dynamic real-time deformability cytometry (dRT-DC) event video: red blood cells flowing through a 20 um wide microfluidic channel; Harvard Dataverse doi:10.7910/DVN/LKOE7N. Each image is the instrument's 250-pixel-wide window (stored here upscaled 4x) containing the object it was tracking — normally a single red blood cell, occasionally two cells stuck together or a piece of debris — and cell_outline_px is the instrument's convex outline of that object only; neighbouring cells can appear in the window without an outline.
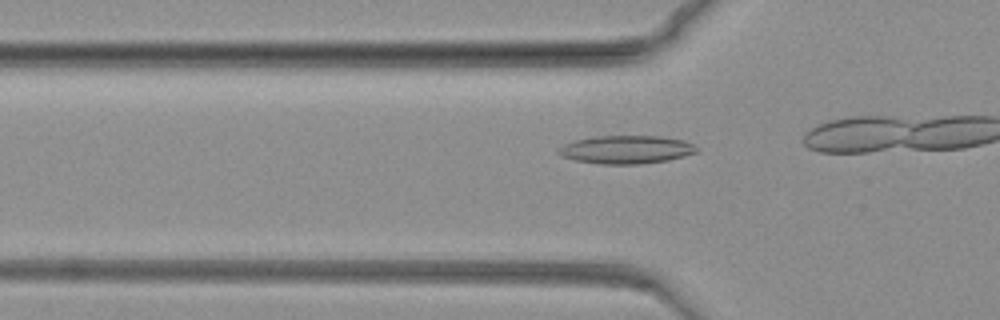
{"species": "common noctule bat (a hibernating species)", "species_latin": "Nyctalus noctula", "temperature_condition": "warm", "stored_images_in_passage": 10, "camera_frame_rate_fps": 3000, "um_per_image_px": 0.085, "animal": {"sex": "female", "body_mass_g": 19.3, "forearm_length_mm": 54.1}, "frame": {"image": 1, "passage_image": 2, "time_ms": 0.333, "image_size_px": [1000, 320], "cell_outline_px": [[700, 148], [696, 152], [684, 156], [668, 160], [640, 164], [600, 164], [576, 160], [560, 156], [556, 152], [556, 148], [564, 144], [576, 140], [600, 136], [660, 136], [684, 140]], "centroid_in_image_um": [53.22, 12.72], "position_along_channel_um": 72.6, "area_um2": 22.72}}
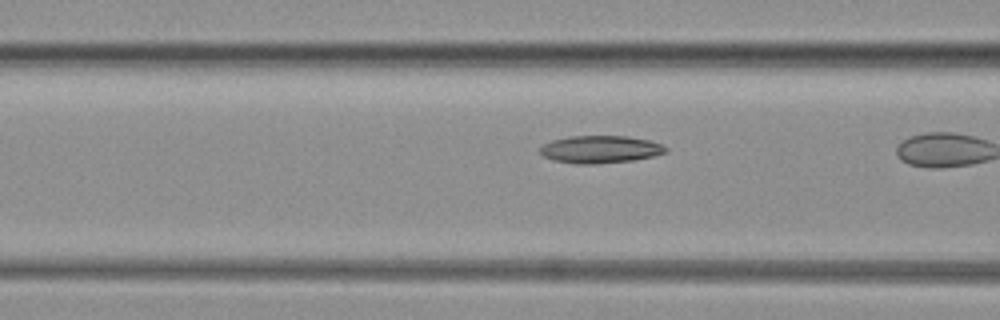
{"frame": {"image": 2, "passage_image": 7, "time_ms": 2.0, "image_size_px": [1000, 320], "cell_outline_px": [[668, 152], [652, 156], [632, 160], [596, 164], [576, 164], [552, 160], [544, 156], [540, 152], [540, 148], [544, 144], [552, 140], [568, 136], [628, 136], [648, 140], [660, 144], [668, 148]], "centroid_in_image_um": [51.01, 12.69], "position_along_channel_um": 115.6, "area_um2": 20.11}}